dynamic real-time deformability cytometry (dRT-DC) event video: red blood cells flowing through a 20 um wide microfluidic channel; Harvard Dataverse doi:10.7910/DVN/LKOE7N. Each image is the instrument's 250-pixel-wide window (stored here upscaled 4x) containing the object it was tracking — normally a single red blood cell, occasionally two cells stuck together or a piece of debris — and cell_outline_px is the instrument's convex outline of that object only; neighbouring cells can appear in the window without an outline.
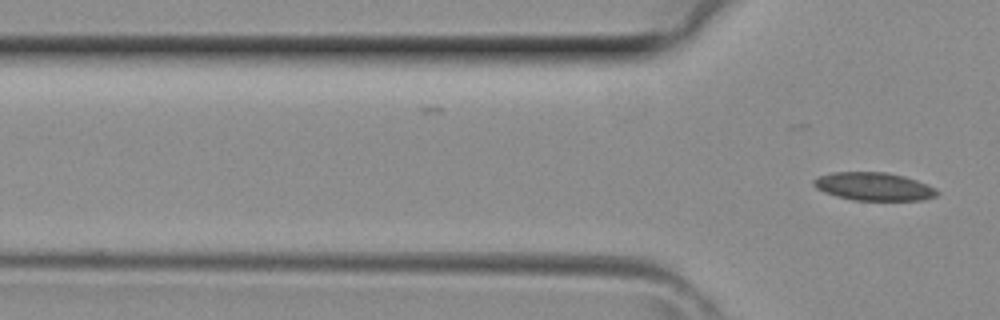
{"species": "common noctule bat (a hibernating species)", "species_latin": "Nyctalus noctula", "temperature_condition": "room temperature", "stored_images_in_passage": 9, "camera_frame_rate_fps": 3000, "um_per_image_px": 0.085, "animal": {"sex": "female", "body_mass_g": 29.2, "forearm_length_mm": 56.3}, "frame": {"image": 1, "passage_image": 9, "time_ms": 2.667, "image_size_px": [1000, 320], "cell_outline_px": [[940, 192], [936, 196], [924, 200], [852, 200], [836, 196], [824, 192], [816, 188], [812, 184], [812, 180], [820, 176], [832, 172], [884, 172], [904, 176], [916, 180], [936, 188]], "centroid_in_image_um": [74.27, 15.86], "position_along_channel_um": 51.5, "area_um2": 20.23}}